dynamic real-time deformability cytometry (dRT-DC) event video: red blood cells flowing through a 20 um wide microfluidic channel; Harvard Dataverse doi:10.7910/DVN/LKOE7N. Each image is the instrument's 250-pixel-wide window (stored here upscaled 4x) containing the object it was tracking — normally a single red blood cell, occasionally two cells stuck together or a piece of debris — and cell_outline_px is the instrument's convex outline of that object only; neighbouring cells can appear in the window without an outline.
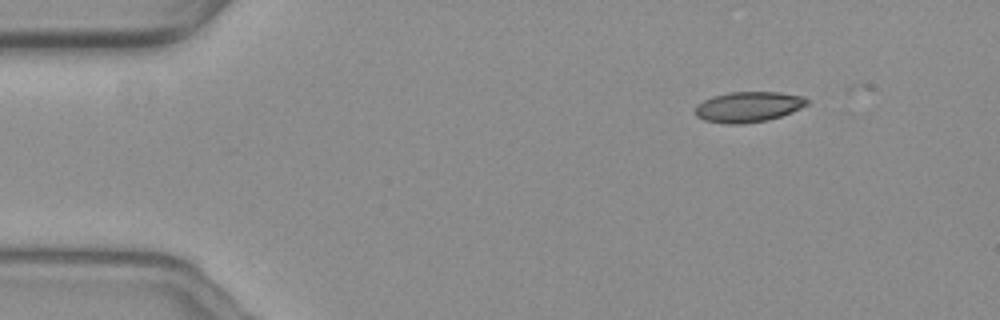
{"species": "common noctule bat (a hibernating species)", "species_latin": "Nyctalus noctula", "temperature_condition": "warm", "stored_images_in_passage": 25, "camera_frame_rate_fps": 3000, "um_per_image_px": 0.085, "animal": {"sex": "female", "body_mass_g": 19.3, "forearm_length_mm": 54.1}, "frame": {"image": 1, "passage_image": 1, "time_ms": 0.0, "image_size_px": [1000, 320], "cell_outline_px": [[808, 104], [792, 112], [768, 120], [744, 124], [728, 124], [704, 120], [696, 116], [696, 104], [712, 96], [728, 92], [780, 92], [804, 96], [808, 100]], "centroid_in_image_um": [63.61, 9.08], "position_along_channel_um": 21.4, "area_um2": 19.94}}
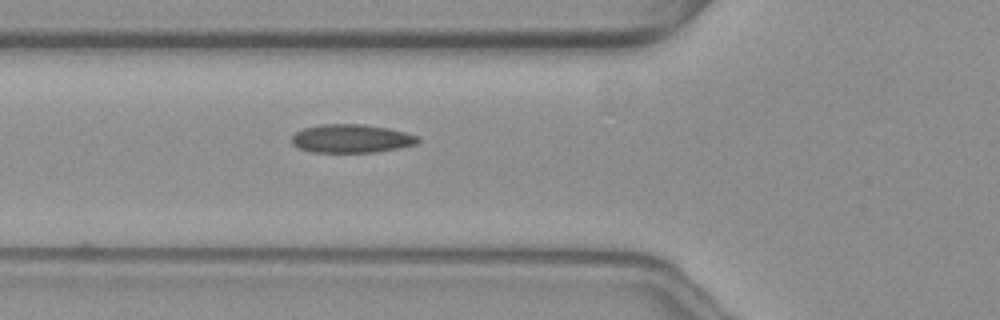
{"frame": {"image": 2, "passage_image": 14, "time_ms": 4.333, "image_size_px": [1000, 320], "cell_outline_px": [[420, 140], [416, 144], [400, 148], [376, 152], [312, 152], [300, 148], [292, 144], [292, 136], [296, 132], [304, 128], [324, 124], [364, 124], [388, 128], [404, 132], [416, 136]], "centroid_in_image_um": [29.87, 11.78], "position_along_channel_um": 95.9, "area_um2": 20.81}}
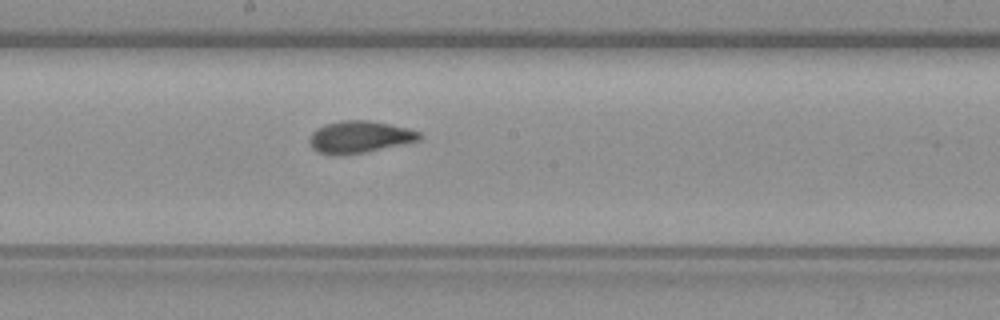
{"frame": {"image": 3, "passage_image": 24, "time_ms": 7.667, "image_size_px": [1000, 320], "cell_outline_px": [[424, 136], [420, 140], [364, 152], [336, 156], [332, 156], [316, 152], [312, 148], [308, 140], [312, 132], [316, 128], [324, 124], [340, 120], [368, 120], [408, 128], [420, 132]], "centroid_in_image_um": [30.51, 11.64], "position_along_channel_um": 217.7, "area_um2": 20.69}}